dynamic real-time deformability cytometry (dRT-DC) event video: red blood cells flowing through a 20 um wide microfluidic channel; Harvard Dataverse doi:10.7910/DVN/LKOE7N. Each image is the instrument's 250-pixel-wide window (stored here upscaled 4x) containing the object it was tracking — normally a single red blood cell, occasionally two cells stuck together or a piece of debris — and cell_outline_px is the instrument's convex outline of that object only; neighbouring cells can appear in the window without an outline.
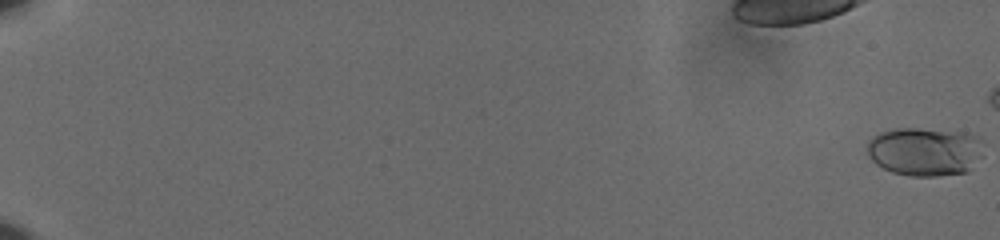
{"species": "human", "species_latin": "Homo sapiens", "temperature_condition": "cold", "stored_images_in_passage": 58, "camera_frame_rate_fps": 3000, "um_per_image_px": 0.085, "donor": {"sex": "male"}, "frame": {"image": 1, "passage_image": 1, "time_ms": 0.0, "image_size_px": [1000, 240], "cell_outline_px": [[976, 140], [972, 160], [968, 172], [936, 176], [908, 176], [892, 172], [876, 164], [868, 156], [868, 140], [872, 136], [880, 132], [900, 128], [916, 128], [968, 132], [976, 136]], "centroid_in_image_um": [78.43, 12.87], "position_along_channel_um": 6.6, "area_um2": 31.85}}
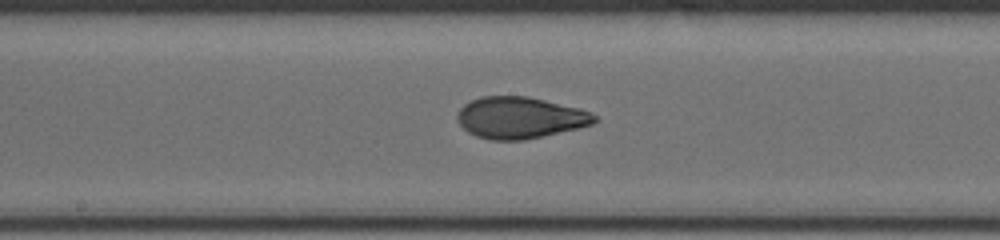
{"frame": {"image": 2, "passage_image": 37, "time_ms": 12.0, "image_size_px": [1000, 240], "cell_outline_px": [[600, 120], [592, 124], [576, 128], [524, 140], [492, 140], [476, 136], [468, 132], [456, 120], [456, 116], [460, 108], [464, 104], [480, 96], [528, 96], [580, 108], [592, 112]], "centroid_in_image_um": [44.19, 9.99], "position_along_channel_um": 204.0, "area_um2": 33.23}}
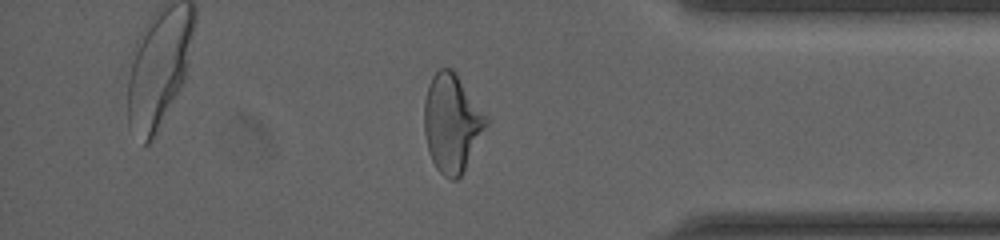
{"frame": {"image": 3, "passage_image": 54, "time_ms": 17.667, "image_size_px": [1000, 240], "cell_outline_px": [[488, 124], [460, 176], [456, 180], [452, 180], [444, 176], [436, 168], [432, 160], [428, 148], [424, 132], [424, 100], [428, 84], [432, 76], [440, 68], [452, 68], [456, 72], [488, 116]], "centroid_in_image_um": [38.4, 10.41], "position_along_channel_um": 396.8, "area_um2": 35.37}}